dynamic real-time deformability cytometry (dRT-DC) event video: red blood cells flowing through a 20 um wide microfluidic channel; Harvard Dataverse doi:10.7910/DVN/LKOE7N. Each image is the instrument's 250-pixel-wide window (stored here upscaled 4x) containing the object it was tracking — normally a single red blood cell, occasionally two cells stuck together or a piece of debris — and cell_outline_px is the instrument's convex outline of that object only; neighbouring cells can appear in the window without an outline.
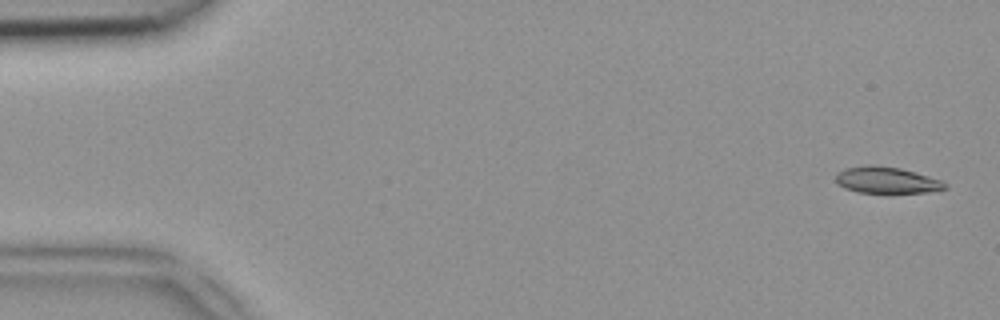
{"species": "common noctule bat (a hibernating species)", "species_latin": "Nyctalus noctula", "temperature_condition": "room temperature", "stored_images_in_passage": 49, "camera_frame_rate_fps": 3000, "um_per_image_px": 0.085, "animal": {"sex": "female", "body_mass_g": 18.4}, "frame": {"image": 1, "passage_image": 2, "time_ms": 0.333, "image_size_px": [1000, 320], "cell_outline_px": [[948, 188], [924, 192], [856, 192], [844, 188], [836, 184], [836, 172], [844, 168], [868, 164], [876, 164], [900, 168], [928, 176], [940, 180], [948, 184]], "centroid_in_image_um": [75.3, 15.29], "position_along_channel_um": 9.7, "area_um2": 16.88}}
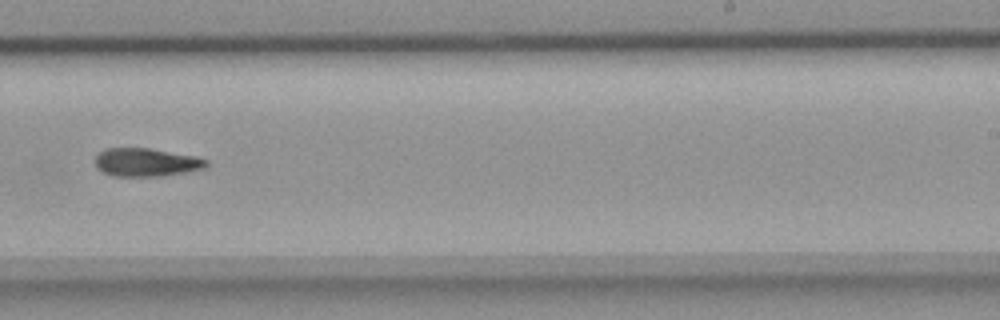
{"frame": {"image": 2, "passage_image": 31, "time_ms": 10.0, "image_size_px": [1000, 320], "cell_outline_px": [[208, 164], [204, 168], [188, 172], [164, 176], [112, 176], [96, 168], [96, 156], [104, 148], [148, 148], [196, 156], [208, 160]], "centroid_in_image_um": [12.44, 13.8], "position_along_channel_um": 276.6, "area_um2": 18.38}}
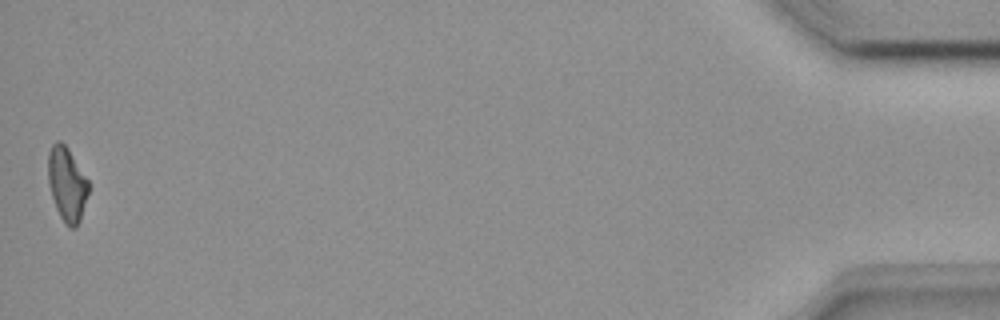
{"frame": {"image": 3, "passage_image": 49, "time_ms": 16.0, "image_size_px": [1000, 320], "cell_outline_px": [[88, 192], [80, 220], [76, 228], [68, 228], [64, 224], [56, 208], [48, 184], [48, 152], [52, 144], [56, 140], [60, 140], [68, 148], [88, 180]], "centroid_in_image_um": [5.67, 15.65], "position_along_channel_um": 429.5, "area_um2": 17.46}}